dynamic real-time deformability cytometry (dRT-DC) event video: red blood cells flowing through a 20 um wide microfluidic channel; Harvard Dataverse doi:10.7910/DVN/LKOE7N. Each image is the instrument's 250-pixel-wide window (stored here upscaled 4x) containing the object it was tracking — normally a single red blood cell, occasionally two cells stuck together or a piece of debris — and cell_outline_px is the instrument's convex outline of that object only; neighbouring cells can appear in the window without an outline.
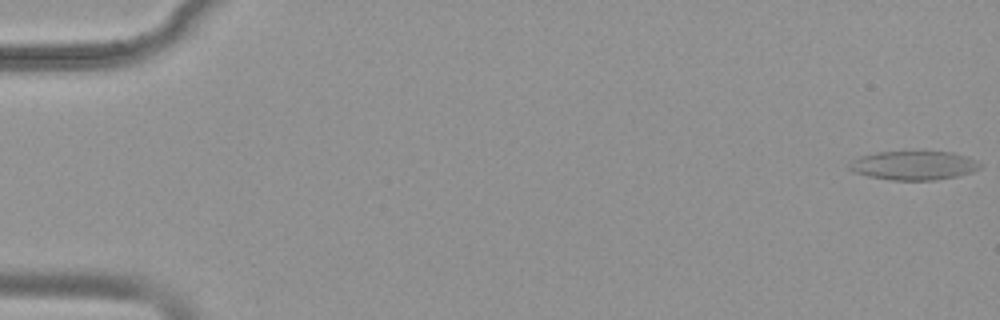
{"species": "common noctule bat (a hibernating species)", "species_latin": "Nyctalus noctula", "temperature_condition": "warm", "stored_images_in_passage": 56, "camera_frame_rate_fps": 3000, "um_per_image_px": 0.085, "animal": {"sex": "female", "body_mass_g": 19.9}, "frame": {"image": 1, "passage_image": 1, "time_ms": 0.0, "image_size_px": [1000, 320], "cell_outline_px": [[984, 164], [980, 168], [972, 172], [956, 176], [936, 180], [892, 180], [868, 176], [852, 172], [848, 168], [848, 164], [852, 160], [860, 156], [876, 152], [952, 152], [968, 156]], "centroid_in_image_um": [77.67, 14.06], "position_along_channel_um": 7.3, "area_um2": 22.2}}
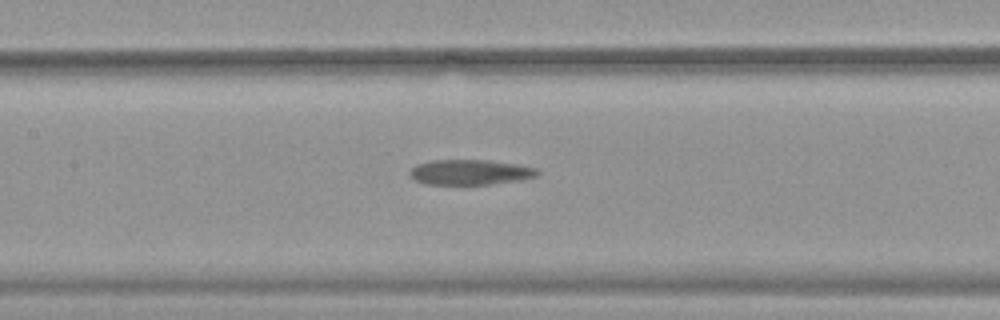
{"frame": {"image": 2, "passage_image": 27, "time_ms": 8.667, "image_size_px": [1000, 320], "cell_outline_px": [[540, 172], [536, 176], [520, 180], [492, 184], [424, 184], [416, 180], [408, 172], [416, 164], [432, 160], [488, 160], [516, 164], [536, 168]], "centroid_in_image_um": [39.96, 14.63], "position_along_channel_um": 167.4, "area_um2": 18.67}}
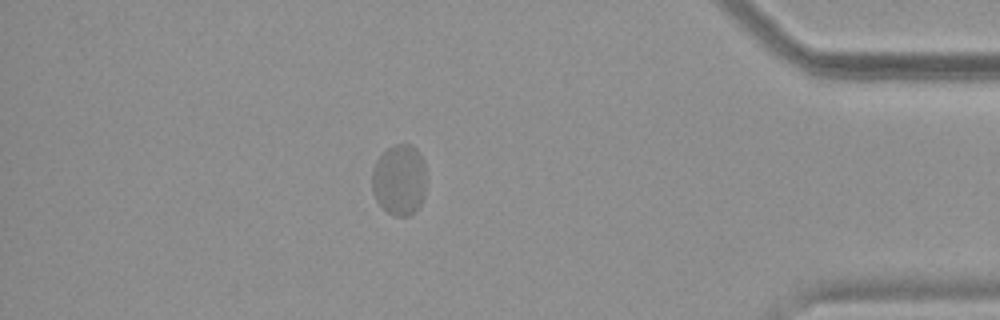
{"frame": {"image": 3, "passage_image": 49, "time_ms": 16.0, "image_size_px": [1000, 320], "cell_outline_px": [[424, 196], [420, 204], [408, 216], [396, 216], [388, 212], [376, 200], [372, 192], [372, 168], [376, 160], [384, 148], [392, 144], [412, 144], [416, 148], [424, 160]], "centroid_in_image_um": [33.91, 15.23], "position_along_channel_um": 401.3, "area_um2": 22.6}}